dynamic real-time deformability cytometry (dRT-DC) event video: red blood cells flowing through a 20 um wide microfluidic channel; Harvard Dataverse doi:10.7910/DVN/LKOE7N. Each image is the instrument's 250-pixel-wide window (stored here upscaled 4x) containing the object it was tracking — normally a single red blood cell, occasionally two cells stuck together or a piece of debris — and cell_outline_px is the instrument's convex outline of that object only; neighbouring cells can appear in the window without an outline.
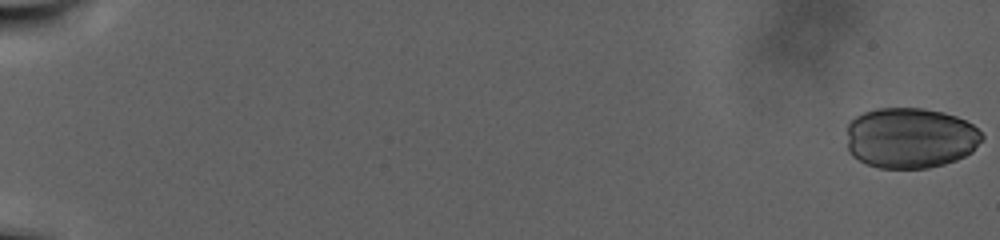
{"species": "human", "species_latin": "Homo sapiens", "temperature_condition": "warm", "stored_images_in_passage": 110, "camera_frame_rate_fps": 3000, "um_per_image_px": 0.085, "donor": {"sex": "male"}, "frame": {"image": 1, "passage_image": 1, "time_ms": 0.0, "image_size_px": [1000, 240], "cell_outline_px": [[984, 136], [972, 152], [956, 160], [944, 164], [928, 168], [880, 168], [868, 164], [852, 156], [848, 152], [848, 124], [856, 116], [864, 112], [876, 108], [924, 108], [944, 112], [956, 116], [972, 124]], "centroid_in_image_um": [77.38, 11.72], "position_along_channel_um": 7.6, "area_um2": 47.92}}
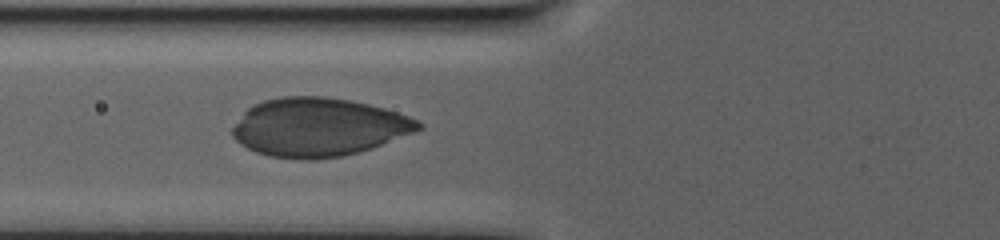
{"frame": {"image": 2, "passage_image": 48, "time_ms": 15.667, "image_size_px": [1000, 240], "cell_outline_px": [[424, 128], [416, 132], [372, 148], [360, 152], [340, 156], [312, 160], [300, 160], [272, 156], [256, 152], [240, 144], [232, 136], [232, 128], [244, 112], [252, 104], [264, 100], [280, 96], [324, 96], [348, 100], [368, 104], [384, 108], [408, 116], [424, 124]], "centroid_in_image_um": [27.08, 10.81], "position_along_channel_um": 98.7, "area_um2": 63.46}}
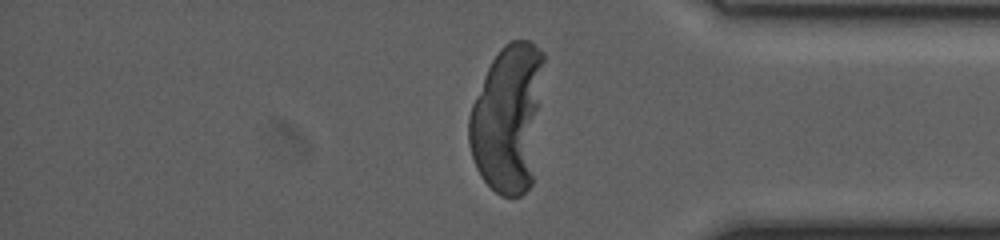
{"frame": {"image": 3, "passage_image": 94, "time_ms": 31.0, "image_size_px": [1000, 240], "cell_outline_px": [[544, 60], [532, 184], [520, 196], [500, 196], [480, 176], [476, 168], [468, 144], [468, 116], [472, 104], [484, 76], [492, 60], [500, 48], [504, 44], [512, 40], [532, 40], [544, 52]], "centroid_in_image_um": [43.16, 10.04], "position_along_channel_um": 392.0, "area_um2": 64.68}}